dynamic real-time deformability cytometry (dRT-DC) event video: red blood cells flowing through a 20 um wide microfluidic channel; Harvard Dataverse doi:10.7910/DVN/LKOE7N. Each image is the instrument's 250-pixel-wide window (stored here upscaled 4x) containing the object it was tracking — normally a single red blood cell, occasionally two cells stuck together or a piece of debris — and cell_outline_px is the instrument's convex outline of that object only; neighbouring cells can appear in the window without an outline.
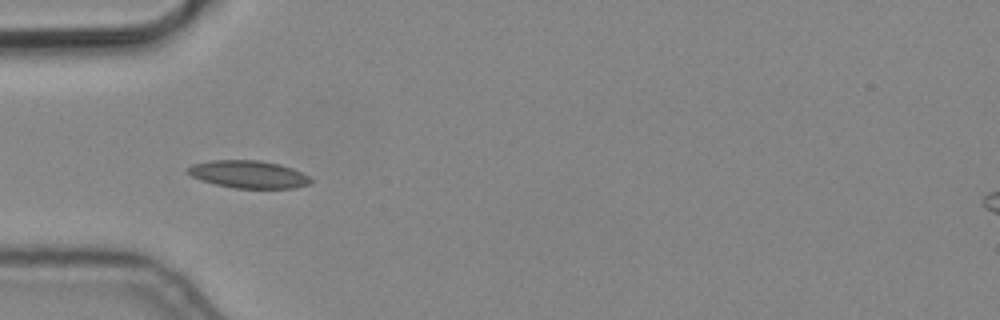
{"species": "common noctule bat (a hibernating species)", "species_latin": "Nyctalus noctula", "temperature_condition": "cold", "stored_images_in_passage": 4, "camera_frame_rate_fps": 3000, "um_per_image_px": 0.085, "animal": {"sex": "male", "body_mass_g": 19.2, "forearm_length_mm": 51.8}, "frame": {"image": 1, "passage_image": 3, "time_ms": 0.667, "image_size_px": [1000, 320], "cell_outline_px": [[312, 180], [308, 184], [292, 188], [232, 188], [200, 180], [192, 176], [188, 172], [188, 168], [192, 164], [208, 160], [260, 160], [280, 164], [292, 168], [308, 176]], "centroid_in_image_um": [21.1, 14.81], "position_along_channel_um": 63.9, "area_um2": 19.65}}
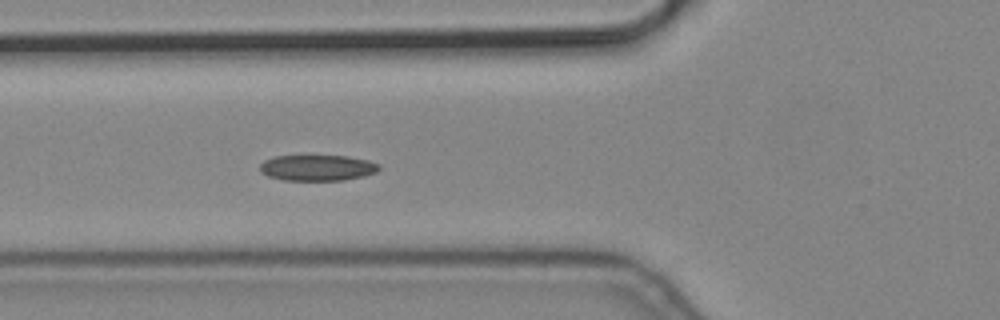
{"frame": {"image": 2, "passage_image": 4, "time_ms": 1.0, "image_size_px": [1000, 320], "cell_outline_px": [[380, 168], [376, 172], [364, 176], [344, 180], [284, 180], [268, 176], [260, 172], [260, 164], [264, 160], [276, 156], [348, 156], [368, 160], [380, 164]], "centroid_in_image_um": [26.99, 14.26], "position_along_channel_um": 98.8, "area_um2": 17.98}}